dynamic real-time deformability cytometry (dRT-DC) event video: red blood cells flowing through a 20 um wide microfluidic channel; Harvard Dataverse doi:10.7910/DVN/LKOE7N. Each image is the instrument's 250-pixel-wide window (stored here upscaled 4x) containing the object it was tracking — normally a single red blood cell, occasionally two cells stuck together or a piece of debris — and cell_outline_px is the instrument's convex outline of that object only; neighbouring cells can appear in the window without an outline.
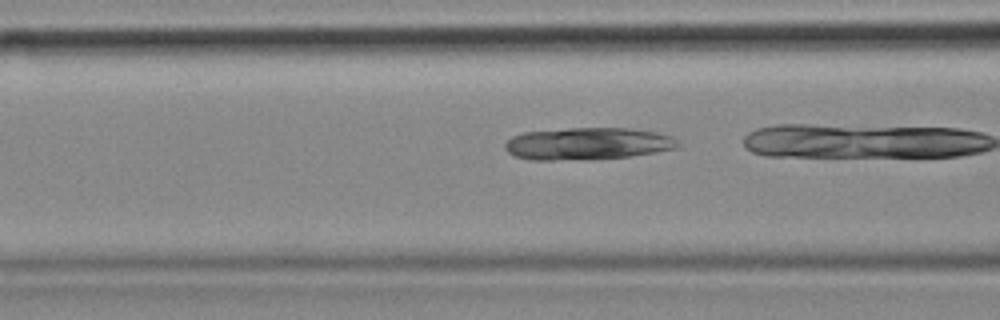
{"species": "common noctule bat (a hibernating species)", "species_latin": "Nyctalus noctula", "temperature_condition": "cold", "stored_images_in_passage": 20, "camera_frame_rate_fps": 3000, "um_per_image_px": 0.085, "animal": {"sex": "female", "body_mass_g": 18.4}, "frame": {"image": 1, "passage_image": 18, "time_ms": 5.667, "image_size_px": [1000, 320], "cell_outline_px": [[684, 144], [676, 148], [656, 152], [628, 156], [588, 160], [532, 160], [516, 156], [508, 152], [504, 148], [504, 144], [512, 136], [524, 132], [568, 128], [628, 128], [656, 132], [672, 136]], "centroid_in_image_um": [49.97, 12.21], "position_along_channel_um": 116.6, "area_um2": 32.71}}